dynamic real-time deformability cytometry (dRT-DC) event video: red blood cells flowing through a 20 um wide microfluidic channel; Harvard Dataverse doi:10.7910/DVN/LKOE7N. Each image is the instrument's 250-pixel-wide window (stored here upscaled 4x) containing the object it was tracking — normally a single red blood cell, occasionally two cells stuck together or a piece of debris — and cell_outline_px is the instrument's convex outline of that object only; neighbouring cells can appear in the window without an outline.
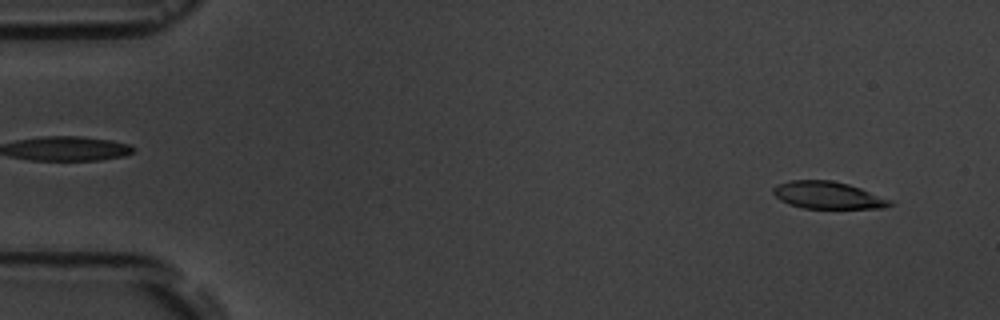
{"species": "common noctule bat (a hibernating species)", "species_latin": "Nyctalus noctula", "temperature_condition": "room temperature", "stored_images_in_passage": 16, "camera_frame_rate_fps": 3000, "um_per_image_px": 0.085, "animal": {"sex": "male", "body_mass_g": 19.5, "forearm_length_mm": 54.6}, "frame": {"image": 1, "passage_image": 1, "time_ms": 0.0, "image_size_px": [1000, 320], "cell_outline_px": [[896, 204], [884, 208], [804, 208], [788, 204], [780, 200], [772, 192], [772, 188], [776, 184], [788, 180], [832, 180], [848, 184], [860, 188], [892, 200]], "centroid_in_image_um": [70.36, 16.59], "position_along_channel_um": 14.6, "area_um2": 18.67}}
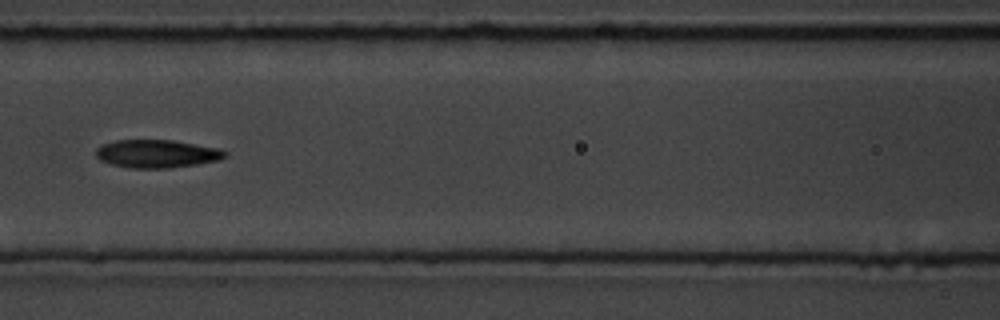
{"frame": {"image": 2, "passage_image": 7, "time_ms": 7.0, "image_size_px": [1000, 320], "cell_outline_px": [[228, 156], [216, 160], [196, 164], [168, 168], [128, 168], [112, 164], [100, 160], [96, 156], [96, 148], [104, 144], [116, 140], [172, 140], [220, 148], [228, 152]], "centroid_in_image_um": [13.34, 13.06], "position_along_channel_um": 153.3, "area_um2": 21.04}}
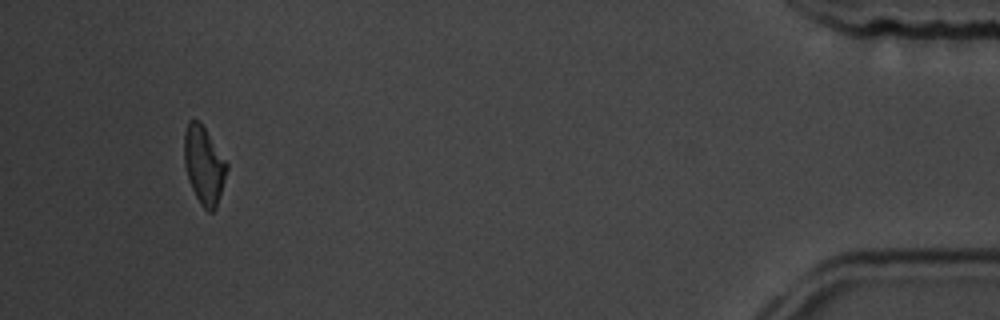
{"frame": {"image": 3, "passage_image": 15, "time_ms": 16.333, "image_size_px": [1000, 320], "cell_outline_px": [[228, 168], [216, 208], [212, 212], [208, 212], [200, 204], [188, 180], [184, 164], [184, 132], [188, 120], [200, 120], [228, 164]], "centroid_in_image_um": [17.32, 14.02], "position_along_channel_um": 417.9, "area_um2": 19.36}, "authors_computed_cell_mechanics": {"area_um2": 20.4612, "velocity_mm_per_s": 3.615, "shape_relaxation_time_tau1_ms": 4.8922, "shape_relaxation_time_tau2_ms": 2.9547, "deformation_change_tau1": 0.1177, "deformation_change_tau2": 0.0818}}